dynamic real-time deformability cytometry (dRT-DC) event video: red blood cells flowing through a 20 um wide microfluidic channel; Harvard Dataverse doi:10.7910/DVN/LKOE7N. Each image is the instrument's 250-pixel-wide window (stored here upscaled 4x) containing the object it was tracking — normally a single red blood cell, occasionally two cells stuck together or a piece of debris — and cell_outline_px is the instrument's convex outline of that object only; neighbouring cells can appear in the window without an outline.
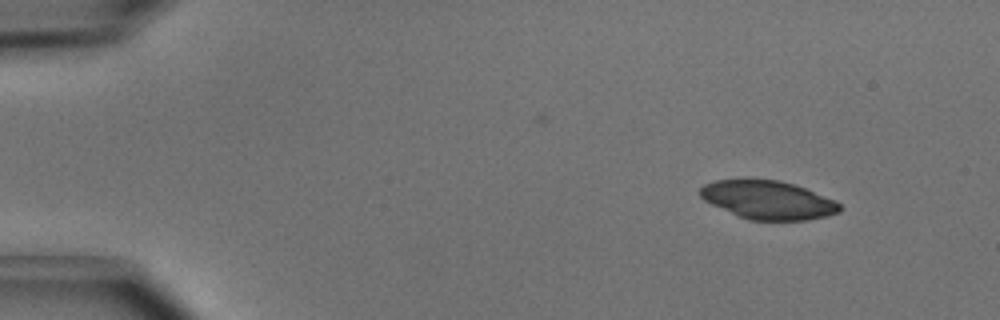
{"species": "common noctule bat (a hibernating species)", "species_latin": "Nyctalus noctula", "temperature_condition": "cold", "stored_images_in_passage": 6, "camera_frame_rate_fps": 3000, "um_per_image_px": 0.085, "animal": {"sex": "male", "body_mass_g": 15.6}, "frame": {"image": 1, "passage_image": 1, "time_ms": 0.0, "image_size_px": [1000, 320], "cell_outline_px": [[840, 212], [828, 216], [808, 220], [748, 220], [736, 216], [704, 200], [700, 196], [700, 188], [704, 184], [716, 180], [744, 176], [780, 180], [804, 188], [836, 200], [840, 204]], "centroid_in_image_um": [65.24, 16.96], "position_along_channel_um": 19.8, "area_um2": 32.08}}